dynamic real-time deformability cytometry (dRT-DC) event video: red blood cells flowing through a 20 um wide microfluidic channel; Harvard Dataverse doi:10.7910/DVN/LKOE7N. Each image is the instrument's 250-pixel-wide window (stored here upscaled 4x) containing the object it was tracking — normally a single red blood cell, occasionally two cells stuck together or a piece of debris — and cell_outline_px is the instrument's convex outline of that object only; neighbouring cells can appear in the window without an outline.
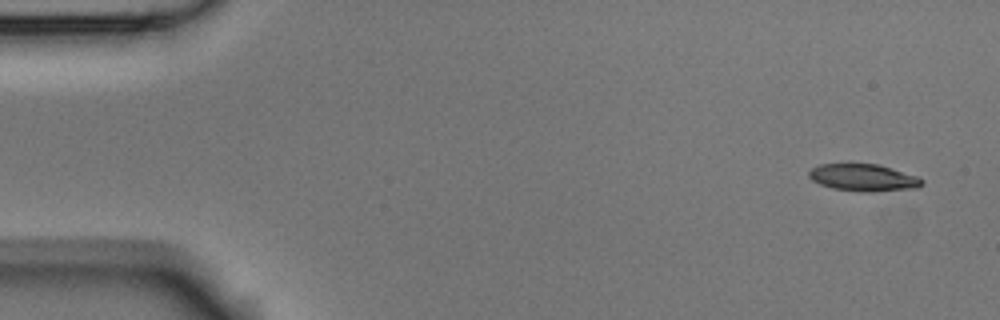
{"species": "Egyptian fruit bat (a non-hibernating species)", "species_latin": "Rousettus aegyptiacus", "temperature_condition": "room temperature", "stored_images_in_passage": 7, "camera_frame_rate_fps": 3000, "um_per_image_px": 0.085, "animal": {"sex": "male"}, "frame": {"image": 1, "passage_image": 1, "time_ms": 0.0, "image_size_px": [1000, 320], "cell_outline_px": [[924, 184], [916, 188], [872, 192], [864, 192], [832, 188], [820, 184], [812, 180], [808, 176], [808, 172], [812, 168], [820, 164], [848, 160], [876, 164], [916, 176], [924, 180]], "centroid_in_image_um": [73.32, 15.05], "position_along_channel_um": 11.7, "area_um2": 18.5}}
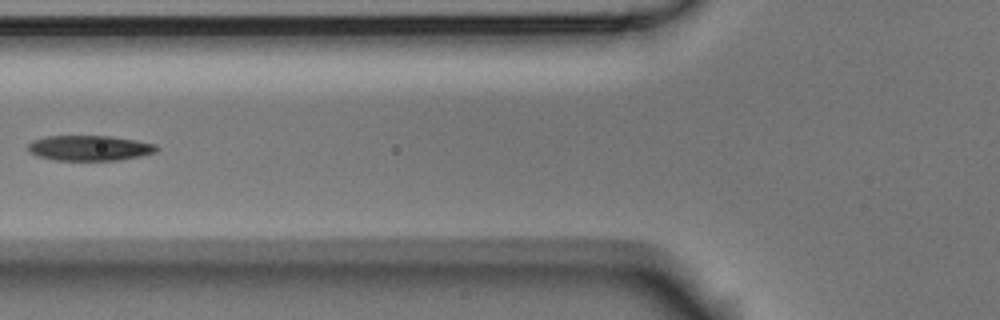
{"frame": {"image": 2, "passage_image": 6, "time_ms": 1.667, "image_size_px": [1000, 320], "cell_outline_px": [[160, 148], [156, 152], [140, 156], [120, 160], [56, 160], [36, 156], [28, 152], [28, 144], [32, 140], [48, 136], [112, 136], [136, 140], [156, 144]], "centroid_in_image_um": [7.62, 12.58], "position_along_channel_um": 118.2, "area_um2": 19.07}}
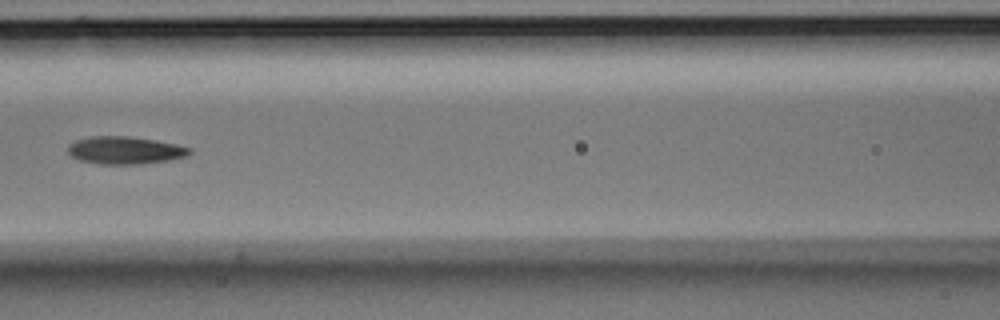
{"frame": {"image": 3, "passage_image": 7, "time_ms": 2.0, "image_size_px": [1000, 320], "cell_outline_px": [[192, 152], [188, 156], [168, 160], [140, 164], [100, 164], [80, 160], [72, 156], [68, 152], [68, 144], [76, 140], [92, 136], [128, 136], [176, 144], [192, 148]], "centroid_in_image_um": [10.63, 12.77], "position_along_channel_um": 156.0, "area_um2": 19.48}}